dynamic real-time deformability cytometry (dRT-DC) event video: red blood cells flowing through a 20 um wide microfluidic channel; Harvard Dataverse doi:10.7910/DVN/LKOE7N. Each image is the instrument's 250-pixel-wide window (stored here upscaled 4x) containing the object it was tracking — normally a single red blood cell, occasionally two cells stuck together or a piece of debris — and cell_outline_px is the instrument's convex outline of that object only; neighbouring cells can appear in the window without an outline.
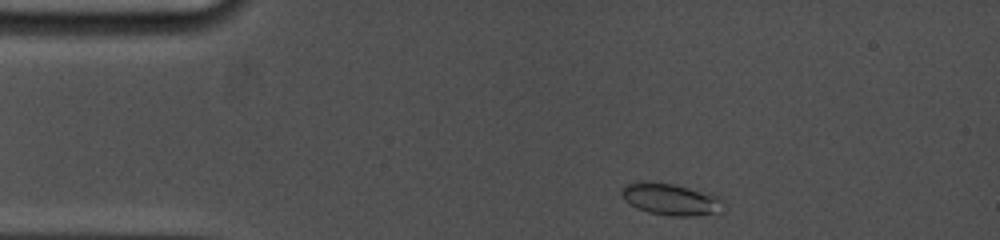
{"species": "common noctule bat (a hibernating species)", "species_latin": "Nyctalus noctula", "temperature_condition": "cold", "stored_images_in_passage": 15, "camera_frame_rate_fps": 5000, "um_per_image_px": 0.085, "animal": {"sex": "female", "body_mass_g": 19.0, "forearm_length_mm": 53.3}, "frame": {"image": 1, "passage_image": 1, "time_ms": 0.0, "image_size_px": [1000, 240], "cell_outline_px": [[724, 212], [696, 216], [672, 216], [648, 212], [636, 208], [624, 200], [620, 192], [620, 188], [624, 184], [644, 180], [648, 180], [672, 184], [712, 192], [720, 196], [724, 200]], "centroid_in_image_um": [57.06, 16.92], "position_along_channel_um": 27.9, "area_um2": 19.71}}
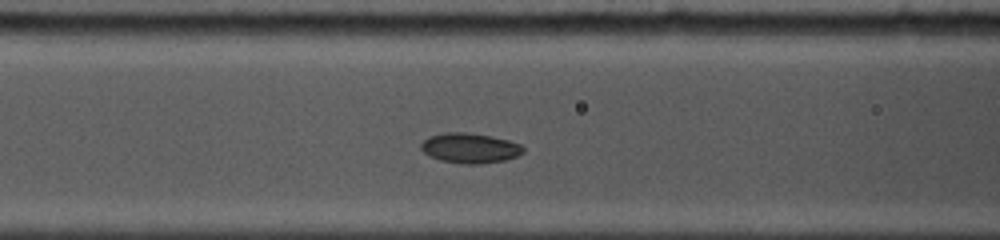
{"frame": {"image": 2, "passage_image": 8, "time_ms": 4.0, "image_size_px": [1000, 240], "cell_outline_px": [[524, 152], [516, 156], [504, 160], [480, 164], [464, 164], [440, 160], [428, 156], [420, 148], [420, 144], [428, 136], [444, 132], [464, 132], [492, 136], [508, 140], [520, 144], [524, 148]], "centroid_in_image_um": [39.91, 12.58], "position_along_channel_um": 126.7, "area_um2": 17.98}}
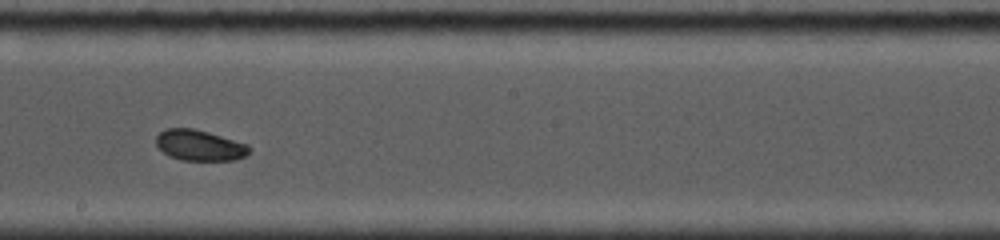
{"frame": {"image": 3, "passage_image": 14, "time_ms": 6.8, "image_size_px": [1000, 240], "cell_outline_px": [[252, 148], [244, 156], [236, 160], [180, 160], [168, 156], [156, 144], [156, 136], [164, 128], [192, 128], [208, 132], [248, 144]], "centroid_in_image_um": [16.95, 12.35], "position_along_channel_um": 231.2, "area_um2": 16.7}}